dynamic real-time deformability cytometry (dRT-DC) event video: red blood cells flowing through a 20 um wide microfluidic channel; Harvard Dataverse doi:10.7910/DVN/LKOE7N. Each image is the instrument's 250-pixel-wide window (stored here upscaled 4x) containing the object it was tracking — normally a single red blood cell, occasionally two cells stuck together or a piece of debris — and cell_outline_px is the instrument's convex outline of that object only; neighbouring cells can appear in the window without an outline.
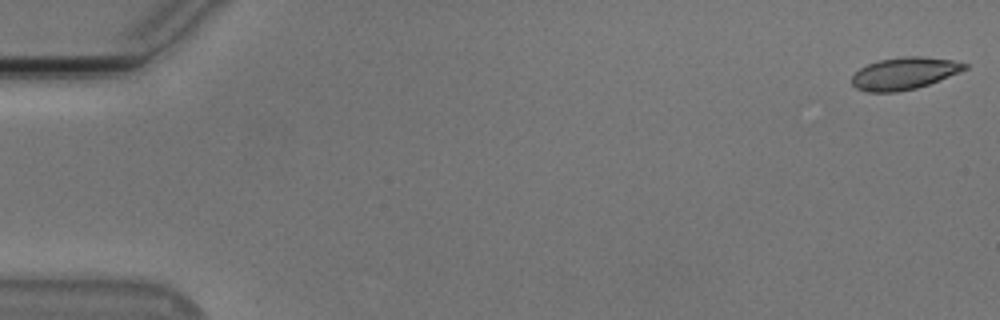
{"species": "Egyptian fruit bat (a non-hibernating species)", "species_latin": "Rousettus aegyptiacus", "temperature_condition": "cold", "stored_images_in_passage": 8, "camera_frame_rate_fps": 3000, "um_per_image_px": 0.085, "animal": {"sex": "male"}, "frame": {"image": 1, "passage_image": 1, "time_ms": 0.0, "image_size_px": [1000, 320], "cell_outline_px": [[968, 68], [960, 72], [928, 84], [916, 88], [896, 92], [868, 92], [856, 88], [852, 84], [852, 76], [860, 68], [868, 64], [880, 60], [900, 56], [924, 56], [952, 60], [968, 64]], "centroid_in_image_um": [76.87, 6.23], "position_along_channel_um": 8.1, "area_um2": 21.1}}